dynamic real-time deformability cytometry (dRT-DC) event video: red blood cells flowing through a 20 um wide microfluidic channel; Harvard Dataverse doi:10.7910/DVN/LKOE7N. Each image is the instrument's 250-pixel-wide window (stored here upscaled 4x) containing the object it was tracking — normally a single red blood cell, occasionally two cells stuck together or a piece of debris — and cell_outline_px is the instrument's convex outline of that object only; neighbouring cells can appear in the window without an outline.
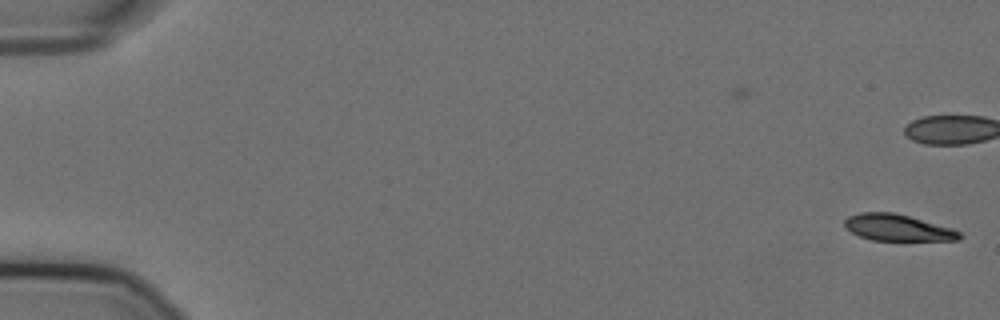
{"species": "Egyptian fruit bat (a non-hibernating species)", "species_latin": "Rousettus aegyptiacus", "temperature_condition": "cold", "stored_images_in_passage": 58, "camera_frame_rate_fps": 3000, "um_per_image_px": 0.085, "animal": {"sex": "female"}, "frame": {"image": 1, "passage_image": 1, "time_ms": 0.0, "image_size_px": [1000, 320], "cell_outline_px": [[964, 236], [960, 240], [872, 240], [860, 236], [844, 228], [844, 220], [848, 216], [860, 212], [892, 212], [908, 216], [952, 228], [960, 232]], "centroid_in_image_um": [76.28, 19.35], "position_along_channel_um": 8.7, "area_um2": 17.69}, "authors_computed_cell_mechanics": {"area_um2": 20.0277, "velocity_mm_per_s": 3.5917, "shape_relaxation_time_tau1_ms": 4.1552, "shape_relaxation_time_tau2_ms": null, "deformation_change_tau1": 0.1304, "deformation_change_tau2": null}}